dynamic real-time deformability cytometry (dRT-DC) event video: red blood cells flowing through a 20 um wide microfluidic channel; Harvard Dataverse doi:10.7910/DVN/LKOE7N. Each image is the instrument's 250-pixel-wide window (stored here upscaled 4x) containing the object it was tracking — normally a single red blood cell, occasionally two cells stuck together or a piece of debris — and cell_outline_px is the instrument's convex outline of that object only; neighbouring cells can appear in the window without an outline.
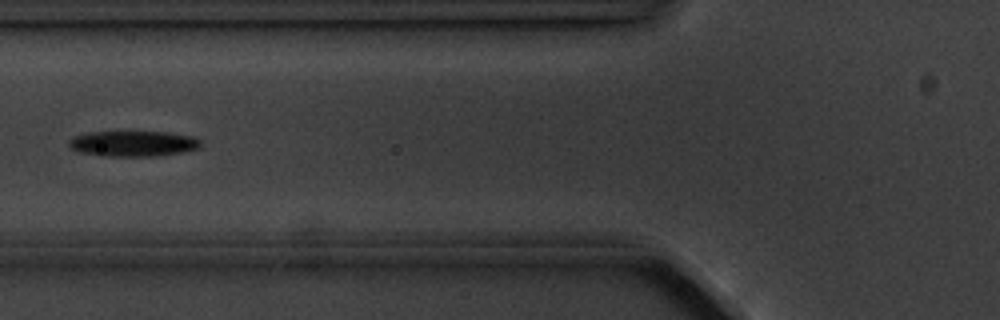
{"species": "common noctule bat (a hibernating species)", "species_latin": "Nyctalus noctula", "temperature_condition": "cold", "stored_images_in_passage": 2, "camera_frame_rate_fps": 3000, "um_per_image_px": 0.085, "animal": {"sex": "male", "body_mass_g": 20.1, "forearm_length_mm": 53.5}, "frame": {"image": 1, "passage_image": 2, "time_ms": 1.0, "image_size_px": [1000, 320], "cell_outline_px": [[200, 144], [196, 148], [184, 152], [156, 156], [100, 156], [80, 152], [72, 148], [68, 144], [68, 140], [72, 136], [88, 132], [168, 132], [192, 136], [200, 140]], "centroid_in_image_um": [11.27, 12.2], "position_along_channel_um": 114.5, "area_um2": 19.65}}